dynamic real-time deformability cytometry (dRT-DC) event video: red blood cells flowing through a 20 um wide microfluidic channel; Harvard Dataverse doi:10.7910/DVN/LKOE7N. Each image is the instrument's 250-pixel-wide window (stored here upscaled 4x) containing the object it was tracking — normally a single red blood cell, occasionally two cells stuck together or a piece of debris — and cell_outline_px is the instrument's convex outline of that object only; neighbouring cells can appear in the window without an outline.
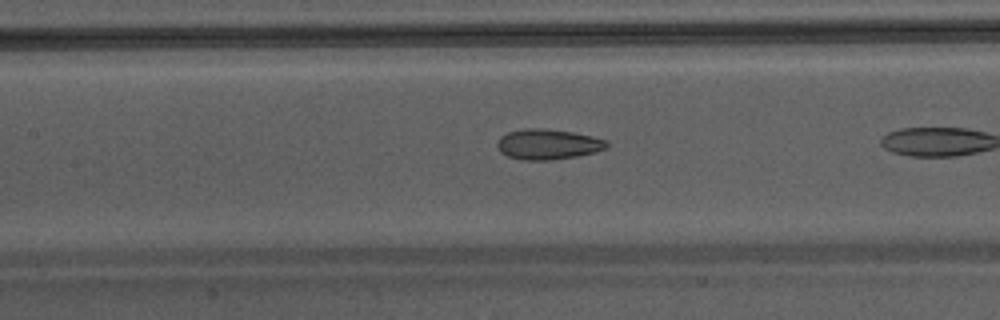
{"species": "Egyptian fruit bat (a non-hibernating species)", "species_latin": "Rousettus aegyptiacus", "temperature_condition": "warm", "stored_images_in_passage": 10, "camera_frame_rate_fps": 3000, "um_per_image_px": 0.085, "animal": {"sex": "male"}, "frame": {"image": 1, "passage_image": 7, "time_ms": 2.0, "image_size_px": [1000, 320], "cell_outline_px": [[608, 148], [596, 152], [576, 156], [552, 160], [524, 160], [508, 156], [500, 152], [496, 144], [500, 136], [508, 132], [528, 128], [536, 128], [572, 132], [592, 136], [608, 140]], "centroid_in_image_um": [46.59, 12.27], "position_along_channel_um": 160.8, "area_um2": 19.36}}